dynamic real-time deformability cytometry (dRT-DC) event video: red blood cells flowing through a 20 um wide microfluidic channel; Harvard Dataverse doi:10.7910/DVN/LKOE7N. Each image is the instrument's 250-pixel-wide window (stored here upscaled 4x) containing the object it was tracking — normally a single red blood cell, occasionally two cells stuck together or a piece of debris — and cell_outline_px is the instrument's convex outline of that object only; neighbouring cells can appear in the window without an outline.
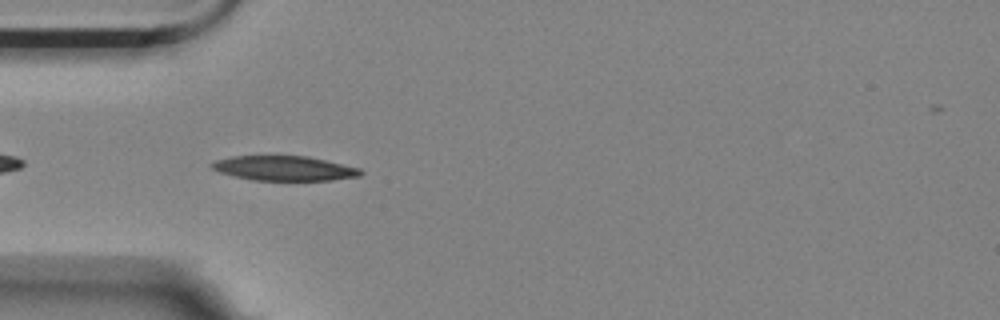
{"species": "Egyptian fruit bat (a non-hibernating species)", "species_latin": "Rousettus aegyptiacus", "temperature_condition": "room temperature", "stored_images_in_passage": 35, "camera_frame_rate_fps": 3000, "um_per_image_px": 0.085, "animal": {"sex": "female"}, "frame": {"image": 1, "passage_image": 3, "time_ms": 0.667, "image_size_px": [1000, 320], "cell_outline_px": [[364, 172], [360, 176], [332, 180], [252, 180], [220, 172], [212, 168], [208, 164], [216, 160], [232, 156], [276, 152], [308, 156], [360, 168]], "centroid_in_image_um": [24.12, 14.24], "position_along_channel_um": 60.9, "area_um2": 22.43}}
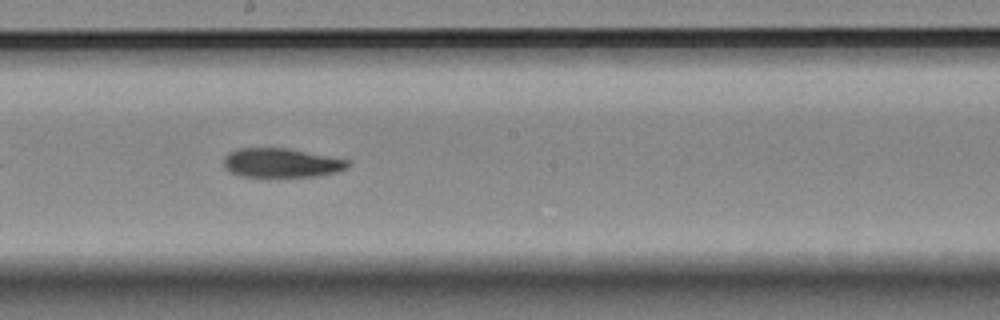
{"frame": {"image": 2, "passage_image": 17, "time_ms": 5.333, "image_size_px": [1000, 320], "cell_outline_px": [[352, 164], [348, 168], [336, 172], [316, 176], [240, 176], [232, 172], [224, 164], [224, 156], [228, 152], [236, 148], [288, 148], [352, 160]], "centroid_in_image_um": [23.98, 13.82], "position_along_channel_um": 224.2, "area_um2": 21.15}}
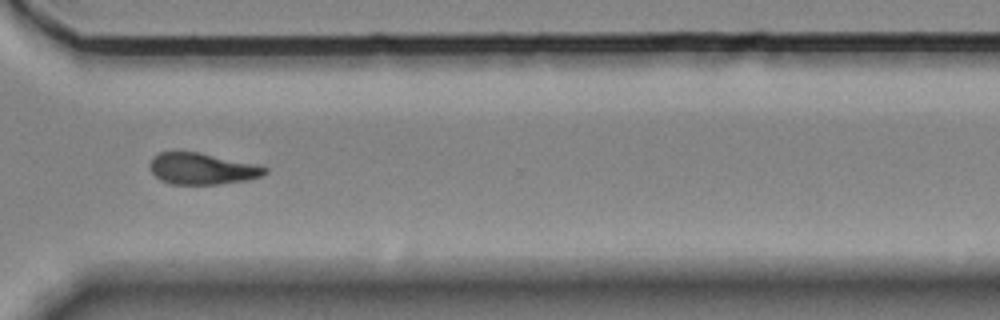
{"frame": {"image": 3, "passage_image": 28, "time_ms": 9.0, "image_size_px": [1000, 320], "cell_outline_px": [[268, 172], [260, 176], [248, 180], [216, 184], [172, 184], [160, 180], [148, 168], [148, 164], [152, 156], [160, 152], [176, 148], [200, 152], [260, 164], [268, 168]], "centroid_in_image_um": [17.13, 14.29], "position_along_channel_um": 353.5, "area_um2": 21.96}}